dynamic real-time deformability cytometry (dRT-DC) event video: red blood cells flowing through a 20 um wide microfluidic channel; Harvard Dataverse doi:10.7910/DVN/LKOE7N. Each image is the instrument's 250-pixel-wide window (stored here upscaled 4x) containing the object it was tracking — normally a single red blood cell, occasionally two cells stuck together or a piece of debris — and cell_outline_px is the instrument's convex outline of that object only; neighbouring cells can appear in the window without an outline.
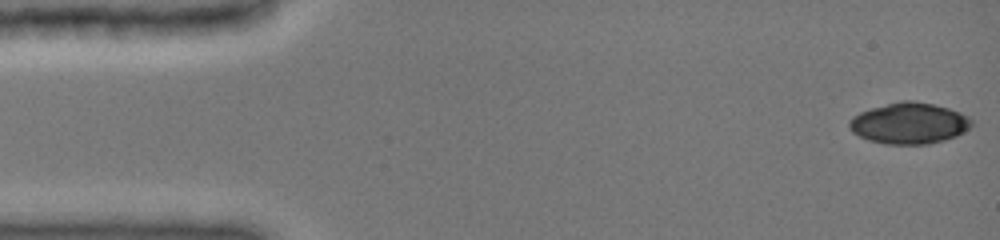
{"species": "common noctule bat (a hibernating species)", "species_latin": "Nyctalus noctula", "temperature_condition": "cold", "stored_images_in_passage": 47, "camera_frame_rate_fps": 3000, "um_per_image_px": 0.085, "animal": {"sex": "female", "body_mass_g": 19.0, "forearm_length_mm": 51.5}, "frame": {"image": 1, "passage_image": 1, "time_ms": 0.0, "image_size_px": [1000, 240], "cell_outline_px": [[972, 124], [964, 132], [956, 136], [944, 140], [928, 144], [884, 144], [868, 140], [852, 132], [848, 128], [848, 120], [852, 116], [860, 112], [872, 108], [900, 100], [912, 100], [932, 104], [948, 108], [960, 112], [968, 116], [972, 120]], "centroid_in_image_um": [77.25, 10.48], "position_along_channel_um": 7.7, "area_um2": 29.42}}
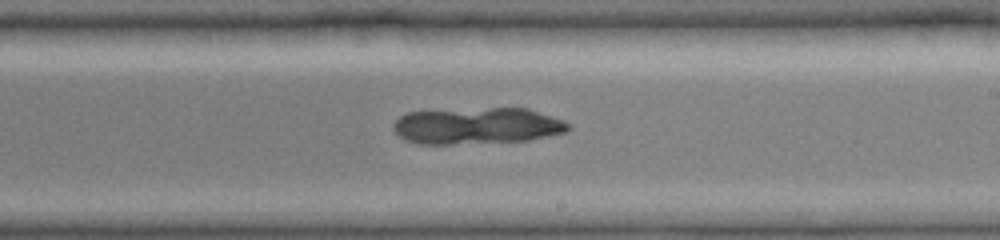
{"frame": {"image": 2, "passage_image": 28, "time_ms": 9.0, "image_size_px": [1000, 240], "cell_outline_px": [[572, 128], [564, 132], [548, 136], [528, 140], [452, 144], [420, 144], [404, 140], [392, 128], [392, 124], [400, 116], [408, 112], [492, 108], [528, 108], [564, 120], [572, 124]], "centroid_in_image_um": [40.57, 10.7], "position_along_channel_um": 248.4, "area_um2": 37.17}}
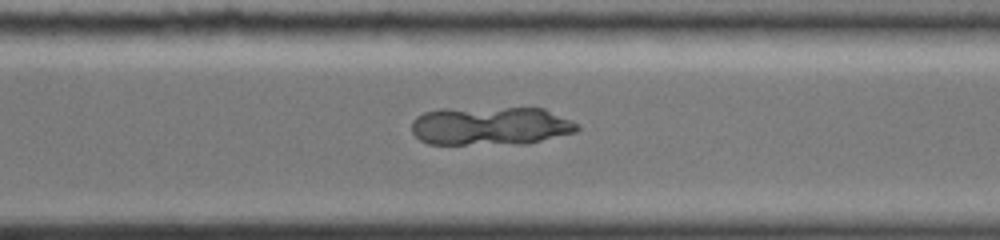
{"frame": {"image": 3, "passage_image": 34, "time_ms": 11.0, "image_size_px": [1000, 240], "cell_outline_px": [[580, 128], [576, 132], [528, 144], [428, 144], [420, 140], [412, 132], [412, 120], [416, 116], [424, 112], [440, 108], [544, 108], [572, 120], [580, 124]], "centroid_in_image_um": [41.71, 10.7], "position_along_channel_um": 328.9, "area_um2": 37.74}}